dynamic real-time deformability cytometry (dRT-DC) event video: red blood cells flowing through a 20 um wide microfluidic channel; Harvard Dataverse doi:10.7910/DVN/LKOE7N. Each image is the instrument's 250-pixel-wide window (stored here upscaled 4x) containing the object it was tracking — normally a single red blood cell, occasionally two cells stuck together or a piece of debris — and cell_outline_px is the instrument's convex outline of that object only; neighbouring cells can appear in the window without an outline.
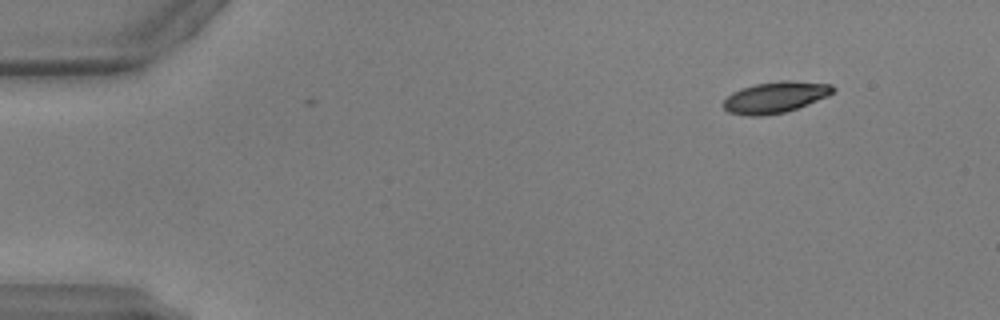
{"species": "common noctule bat (a hibernating species)", "species_latin": "Nyctalus noctula", "temperature_condition": "warm", "stored_images_in_passage": 47, "camera_frame_rate_fps": 3000, "um_per_image_px": 0.085, "animal": {"sex": "male", "body_mass_g": 17.9, "forearm_length_mm": 54.2}, "frame": {"image": 1, "passage_image": 1, "time_ms": 0.0, "image_size_px": [1000, 320], "cell_outline_px": [[836, 88], [828, 96], [796, 108], [784, 112], [760, 116], [748, 116], [728, 112], [720, 104], [732, 92], [740, 88], [756, 84], [784, 80], [788, 80], [832, 84]], "centroid_in_image_um": [65.86, 8.26], "position_along_channel_um": 19.1, "area_um2": 19.88}}
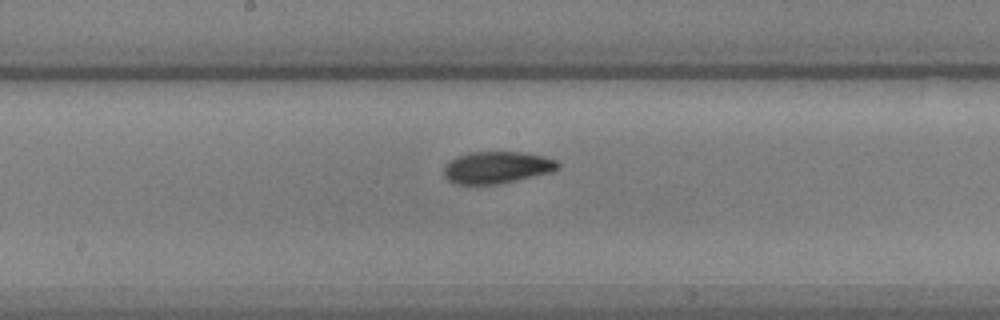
{"frame": {"image": 2, "passage_image": 23, "time_ms": 7.333, "image_size_px": [1000, 320], "cell_outline_px": [[560, 168], [552, 172], [496, 184], [452, 184], [444, 176], [444, 164], [448, 160], [456, 156], [468, 152], [520, 152], [544, 156], [556, 160], [560, 164]], "centroid_in_image_um": [42.2, 14.22], "position_along_channel_um": 206.0, "area_um2": 21.39}}
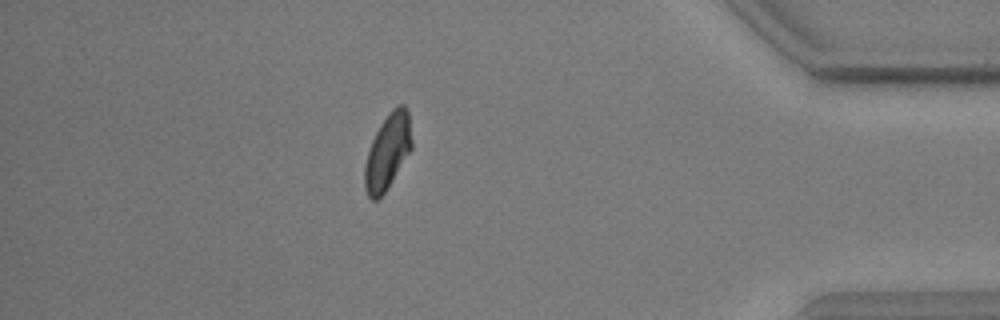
{"frame": {"image": 3, "passage_image": 41, "time_ms": 13.333, "image_size_px": [1000, 320], "cell_outline_px": [[412, 148], [384, 192], [376, 200], [372, 200], [368, 196], [364, 188], [364, 164], [372, 140], [380, 124], [388, 112], [396, 104], [404, 104], [408, 112], [412, 140]], "centroid_in_image_um": [32.94, 12.85], "position_along_channel_um": 402.3, "area_um2": 20.52}, "authors_computed_cell_mechanics": {"area_um2": 20.6346, "velocity_mm_per_s": 3.9032, "shape_relaxation_time_tau1_ms": 2.6731, "shape_relaxation_time_tau2_ms": 4.856, "deformation_change_tau1": 0.1599, "deformation_change_tau2": 0.0906}}